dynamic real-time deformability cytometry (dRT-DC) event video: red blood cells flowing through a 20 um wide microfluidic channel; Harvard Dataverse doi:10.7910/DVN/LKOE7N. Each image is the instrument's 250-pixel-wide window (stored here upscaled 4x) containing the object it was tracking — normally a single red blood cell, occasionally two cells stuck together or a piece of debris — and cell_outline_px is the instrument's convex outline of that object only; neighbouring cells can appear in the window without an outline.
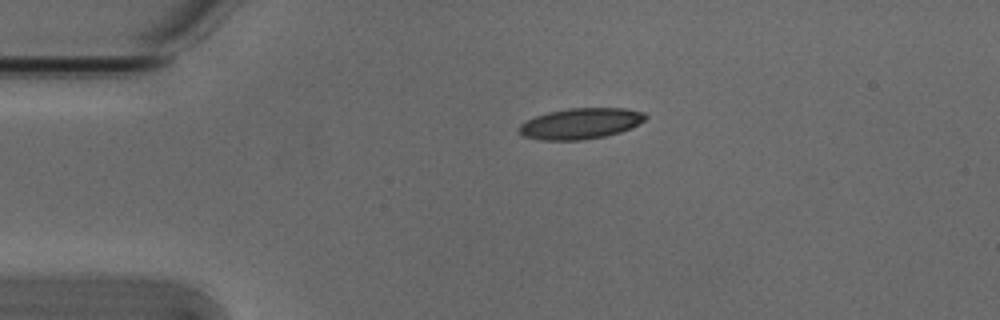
{"species": "Egyptian fruit bat (a non-hibernating species)", "species_latin": "Rousettus aegyptiacus", "temperature_condition": "cold", "stored_images_in_passage": 2, "camera_frame_rate_fps": 3000, "um_per_image_px": 0.085, "animal": {"sex": "male"}, "frame": {"image": 1, "passage_image": 1, "time_ms": 0.0, "image_size_px": [1000, 320], "cell_outline_px": [[648, 116], [644, 120], [632, 128], [620, 132], [604, 136], [580, 140], [540, 140], [524, 136], [516, 128], [520, 124], [536, 116], [548, 112], [568, 108], [624, 108], [644, 112]], "centroid_in_image_um": [49.35, 10.5], "position_along_channel_um": 35.6, "area_um2": 22.72}}